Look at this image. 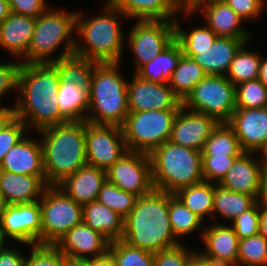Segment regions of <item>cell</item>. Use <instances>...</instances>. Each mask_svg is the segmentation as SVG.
I'll return each mask as SVG.
<instances>
[{
    "mask_svg": "<svg viewBox=\"0 0 267 266\" xmlns=\"http://www.w3.org/2000/svg\"><path fill=\"white\" fill-rule=\"evenodd\" d=\"M57 68L52 63H22L14 105L16 117L38 132L67 122L57 103Z\"/></svg>",
    "mask_w": 267,
    "mask_h": 266,
    "instance_id": "cell-1",
    "label": "cell"
},
{
    "mask_svg": "<svg viewBox=\"0 0 267 266\" xmlns=\"http://www.w3.org/2000/svg\"><path fill=\"white\" fill-rule=\"evenodd\" d=\"M172 196L156 189L139 196L134 208L124 219L121 240L152 253L181 244L175 237L169 220L168 201Z\"/></svg>",
    "mask_w": 267,
    "mask_h": 266,
    "instance_id": "cell-2",
    "label": "cell"
},
{
    "mask_svg": "<svg viewBox=\"0 0 267 266\" xmlns=\"http://www.w3.org/2000/svg\"><path fill=\"white\" fill-rule=\"evenodd\" d=\"M87 121H67L39 131L46 185H58L87 164Z\"/></svg>",
    "mask_w": 267,
    "mask_h": 266,
    "instance_id": "cell-3",
    "label": "cell"
},
{
    "mask_svg": "<svg viewBox=\"0 0 267 266\" xmlns=\"http://www.w3.org/2000/svg\"><path fill=\"white\" fill-rule=\"evenodd\" d=\"M104 3L105 13L95 17L86 19L81 11L76 13L75 33L85 45L76 42L74 55L98 63L121 62L125 38L118 18L127 17L109 2Z\"/></svg>",
    "mask_w": 267,
    "mask_h": 266,
    "instance_id": "cell-4",
    "label": "cell"
},
{
    "mask_svg": "<svg viewBox=\"0 0 267 266\" xmlns=\"http://www.w3.org/2000/svg\"><path fill=\"white\" fill-rule=\"evenodd\" d=\"M120 66L121 62H96L94 65L88 94L87 122L118 126L124 124L129 113L128 81L120 74Z\"/></svg>",
    "mask_w": 267,
    "mask_h": 266,
    "instance_id": "cell-5",
    "label": "cell"
},
{
    "mask_svg": "<svg viewBox=\"0 0 267 266\" xmlns=\"http://www.w3.org/2000/svg\"><path fill=\"white\" fill-rule=\"evenodd\" d=\"M152 181L156 190L174 195L203 181L202 152L169 140L149 153Z\"/></svg>",
    "mask_w": 267,
    "mask_h": 266,
    "instance_id": "cell-6",
    "label": "cell"
},
{
    "mask_svg": "<svg viewBox=\"0 0 267 266\" xmlns=\"http://www.w3.org/2000/svg\"><path fill=\"white\" fill-rule=\"evenodd\" d=\"M50 9L36 18L33 37L22 63H52L74 54L77 11ZM62 43L64 50L54 57Z\"/></svg>",
    "mask_w": 267,
    "mask_h": 266,
    "instance_id": "cell-7",
    "label": "cell"
},
{
    "mask_svg": "<svg viewBox=\"0 0 267 266\" xmlns=\"http://www.w3.org/2000/svg\"><path fill=\"white\" fill-rule=\"evenodd\" d=\"M179 109L129 112L122 127L128 151L150 153L170 139Z\"/></svg>",
    "mask_w": 267,
    "mask_h": 266,
    "instance_id": "cell-8",
    "label": "cell"
},
{
    "mask_svg": "<svg viewBox=\"0 0 267 266\" xmlns=\"http://www.w3.org/2000/svg\"><path fill=\"white\" fill-rule=\"evenodd\" d=\"M41 245H55L74 226L83 222V207L57 185H48L39 200Z\"/></svg>",
    "mask_w": 267,
    "mask_h": 266,
    "instance_id": "cell-9",
    "label": "cell"
},
{
    "mask_svg": "<svg viewBox=\"0 0 267 266\" xmlns=\"http://www.w3.org/2000/svg\"><path fill=\"white\" fill-rule=\"evenodd\" d=\"M182 106L227 123L236 110L235 85L221 75H207L182 101Z\"/></svg>",
    "mask_w": 267,
    "mask_h": 266,
    "instance_id": "cell-10",
    "label": "cell"
},
{
    "mask_svg": "<svg viewBox=\"0 0 267 266\" xmlns=\"http://www.w3.org/2000/svg\"><path fill=\"white\" fill-rule=\"evenodd\" d=\"M128 35L134 54V73L156 57L175 39L174 20H137Z\"/></svg>",
    "mask_w": 267,
    "mask_h": 266,
    "instance_id": "cell-11",
    "label": "cell"
},
{
    "mask_svg": "<svg viewBox=\"0 0 267 266\" xmlns=\"http://www.w3.org/2000/svg\"><path fill=\"white\" fill-rule=\"evenodd\" d=\"M85 146L87 164L104 170L109 169L128 152L122 127L118 125L87 122Z\"/></svg>",
    "mask_w": 267,
    "mask_h": 266,
    "instance_id": "cell-12",
    "label": "cell"
},
{
    "mask_svg": "<svg viewBox=\"0 0 267 266\" xmlns=\"http://www.w3.org/2000/svg\"><path fill=\"white\" fill-rule=\"evenodd\" d=\"M106 178L120 190L144 196L155 188L148 153L128 151L106 170Z\"/></svg>",
    "mask_w": 267,
    "mask_h": 266,
    "instance_id": "cell-13",
    "label": "cell"
},
{
    "mask_svg": "<svg viewBox=\"0 0 267 266\" xmlns=\"http://www.w3.org/2000/svg\"><path fill=\"white\" fill-rule=\"evenodd\" d=\"M0 229L4 236L22 244L41 245V208L39 201L8 205Z\"/></svg>",
    "mask_w": 267,
    "mask_h": 266,
    "instance_id": "cell-14",
    "label": "cell"
},
{
    "mask_svg": "<svg viewBox=\"0 0 267 266\" xmlns=\"http://www.w3.org/2000/svg\"><path fill=\"white\" fill-rule=\"evenodd\" d=\"M127 82L129 112L179 109L182 101L173 93L168 83H154L141 79L135 73Z\"/></svg>",
    "mask_w": 267,
    "mask_h": 266,
    "instance_id": "cell-15",
    "label": "cell"
},
{
    "mask_svg": "<svg viewBox=\"0 0 267 266\" xmlns=\"http://www.w3.org/2000/svg\"><path fill=\"white\" fill-rule=\"evenodd\" d=\"M218 124L211 116L181 106L174 119L169 141L202 152L206 140Z\"/></svg>",
    "mask_w": 267,
    "mask_h": 266,
    "instance_id": "cell-16",
    "label": "cell"
},
{
    "mask_svg": "<svg viewBox=\"0 0 267 266\" xmlns=\"http://www.w3.org/2000/svg\"><path fill=\"white\" fill-rule=\"evenodd\" d=\"M227 124L243 152L259 153L267 141V107L236 109Z\"/></svg>",
    "mask_w": 267,
    "mask_h": 266,
    "instance_id": "cell-17",
    "label": "cell"
},
{
    "mask_svg": "<svg viewBox=\"0 0 267 266\" xmlns=\"http://www.w3.org/2000/svg\"><path fill=\"white\" fill-rule=\"evenodd\" d=\"M110 241L84 222L66 232L54 245L65 257L93 259L108 253Z\"/></svg>",
    "mask_w": 267,
    "mask_h": 266,
    "instance_id": "cell-18",
    "label": "cell"
},
{
    "mask_svg": "<svg viewBox=\"0 0 267 266\" xmlns=\"http://www.w3.org/2000/svg\"><path fill=\"white\" fill-rule=\"evenodd\" d=\"M202 9V10H201ZM203 11L206 25L218 37L251 38L243 26V19L238 16L224 0H203L192 10H183L184 16L191 17Z\"/></svg>",
    "mask_w": 267,
    "mask_h": 266,
    "instance_id": "cell-19",
    "label": "cell"
},
{
    "mask_svg": "<svg viewBox=\"0 0 267 266\" xmlns=\"http://www.w3.org/2000/svg\"><path fill=\"white\" fill-rule=\"evenodd\" d=\"M203 258L222 266H237L239 237L232 226L214 223L202 230Z\"/></svg>",
    "mask_w": 267,
    "mask_h": 266,
    "instance_id": "cell-20",
    "label": "cell"
},
{
    "mask_svg": "<svg viewBox=\"0 0 267 266\" xmlns=\"http://www.w3.org/2000/svg\"><path fill=\"white\" fill-rule=\"evenodd\" d=\"M256 154L243 152L219 185L234 192L250 195L258 201L265 163L260 157L255 158Z\"/></svg>",
    "mask_w": 267,
    "mask_h": 266,
    "instance_id": "cell-21",
    "label": "cell"
},
{
    "mask_svg": "<svg viewBox=\"0 0 267 266\" xmlns=\"http://www.w3.org/2000/svg\"><path fill=\"white\" fill-rule=\"evenodd\" d=\"M250 38L217 37L205 50H182L191 57L207 75L226 76L236 52Z\"/></svg>",
    "mask_w": 267,
    "mask_h": 266,
    "instance_id": "cell-22",
    "label": "cell"
},
{
    "mask_svg": "<svg viewBox=\"0 0 267 266\" xmlns=\"http://www.w3.org/2000/svg\"><path fill=\"white\" fill-rule=\"evenodd\" d=\"M0 170L38 176L46 184L41 141L25 135L6 153Z\"/></svg>",
    "mask_w": 267,
    "mask_h": 266,
    "instance_id": "cell-23",
    "label": "cell"
},
{
    "mask_svg": "<svg viewBox=\"0 0 267 266\" xmlns=\"http://www.w3.org/2000/svg\"><path fill=\"white\" fill-rule=\"evenodd\" d=\"M106 180V170L86 164L57 186L83 206L98 199L101 187Z\"/></svg>",
    "mask_w": 267,
    "mask_h": 266,
    "instance_id": "cell-24",
    "label": "cell"
},
{
    "mask_svg": "<svg viewBox=\"0 0 267 266\" xmlns=\"http://www.w3.org/2000/svg\"><path fill=\"white\" fill-rule=\"evenodd\" d=\"M35 25L36 18L10 12L0 24V47L21 61L27 54Z\"/></svg>",
    "mask_w": 267,
    "mask_h": 266,
    "instance_id": "cell-25",
    "label": "cell"
},
{
    "mask_svg": "<svg viewBox=\"0 0 267 266\" xmlns=\"http://www.w3.org/2000/svg\"><path fill=\"white\" fill-rule=\"evenodd\" d=\"M46 187L38 176L0 170V192L9 205L39 201Z\"/></svg>",
    "mask_w": 267,
    "mask_h": 266,
    "instance_id": "cell-26",
    "label": "cell"
},
{
    "mask_svg": "<svg viewBox=\"0 0 267 266\" xmlns=\"http://www.w3.org/2000/svg\"><path fill=\"white\" fill-rule=\"evenodd\" d=\"M109 3L128 19L175 20L180 12L171 0H110Z\"/></svg>",
    "mask_w": 267,
    "mask_h": 266,
    "instance_id": "cell-27",
    "label": "cell"
},
{
    "mask_svg": "<svg viewBox=\"0 0 267 266\" xmlns=\"http://www.w3.org/2000/svg\"><path fill=\"white\" fill-rule=\"evenodd\" d=\"M83 207V222L98 231L110 242L121 240L124 234V219L115 211L97 200Z\"/></svg>",
    "mask_w": 267,
    "mask_h": 266,
    "instance_id": "cell-28",
    "label": "cell"
},
{
    "mask_svg": "<svg viewBox=\"0 0 267 266\" xmlns=\"http://www.w3.org/2000/svg\"><path fill=\"white\" fill-rule=\"evenodd\" d=\"M183 55L180 43L174 39L156 57L144 64L135 74L154 83H168Z\"/></svg>",
    "mask_w": 267,
    "mask_h": 266,
    "instance_id": "cell-29",
    "label": "cell"
},
{
    "mask_svg": "<svg viewBox=\"0 0 267 266\" xmlns=\"http://www.w3.org/2000/svg\"><path fill=\"white\" fill-rule=\"evenodd\" d=\"M52 64L57 68L60 82L74 83L82 91L90 93L95 61L73 54L52 62Z\"/></svg>",
    "mask_w": 267,
    "mask_h": 266,
    "instance_id": "cell-30",
    "label": "cell"
},
{
    "mask_svg": "<svg viewBox=\"0 0 267 266\" xmlns=\"http://www.w3.org/2000/svg\"><path fill=\"white\" fill-rule=\"evenodd\" d=\"M257 201L250 195L234 192L214 184L213 212L225 220H234L242 212L250 209Z\"/></svg>",
    "mask_w": 267,
    "mask_h": 266,
    "instance_id": "cell-31",
    "label": "cell"
},
{
    "mask_svg": "<svg viewBox=\"0 0 267 266\" xmlns=\"http://www.w3.org/2000/svg\"><path fill=\"white\" fill-rule=\"evenodd\" d=\"M57 103L60 114L67 121L86 120L88 94L82 91L76 84L60 82L57 92Z\"/></svg>",
    "mask_w": 267,
    "mask_h": 266,
    "instance_id": "cell-32",
    "label": "cell"
},
{
    "mask_svg": "<svg viewBox=\"0 0 267 266\" xmlns=\"http://www.w3.org/2000/svg\"><path fill=\"white\" fill-rule=\"evenodd\" d=\"M206 76L207 74L193 58L183 54L168 84L172 88L173 93L183 101L192 89Z\"/></svg>",
    "mask_w": 267,
    "mask_h": 266,
    "instance_id": "cell-33",
    "label": "cell"
},
{
    "mask_svg": "<svg viewBox=\"0 0 267 266\" xmlns=\"http://www.w3.org/2000/svg\"><path fill=\"white\" fill-rule=\"evenodd\" d=\"M174 195L202 221L205 220L204 217H213L214 183L203 180L179 190Z\"/></svg>",
    "mask_w": 267,
    "mask_h": 266,
    "instance_id": "cell-34",
    "label": "cell"
},
{
    "mask_svg": "<svg viewBox=\"0 0 267 266\" xmlns=\"http://www.w3.org/2000/svg\"><path fill=\"white\" fill-rule=\"evenodd\" d=\"M249 42H245L236 52L226 77L234 84L258 79L261 57L258 52L246 49Z\"/></svg>",
    "mask_w": 267,
    "mask_h": 266,
    "instance_id": "cell-35",
    "label": "cell"
},
{
    "mask_svg": "<svg viewBox=\"0 0 267 266\" xmlns=\"http://www.w3.org/2000/svg\"><path fill=\"white\" fill-rule=\"evenodd\" d=\"M238 138L227 123H219L205 142L202 155H241Z\"/></svg>",
    "mask_w": 267,
    "mask_h": 266,
    "instance_id": "cell-36",
    "label": "cell"
},
{
    "mask_svg": "<svg viewBox=\"0 0 267 266\" xmlns=\"http://www.w3.org/2000/svg\"><path fill=\"white\" fill-rule=\"evenodd\" d=\"M168 214L172 231L176 238L195 232L201 225L202 221L196 214L187 208L175 195L168 201Z\"/></svg>",
    "mask_w": 267,
    "mask_h": 266,
    "instance_id": "cell-37",
    "label": "cell"
},
{
    "mask_svg": "<svg viewBox=\"0 0 267 266\" xmlns=\"http://www.w3.org/2000/svg\"><path fill=\"white\" fill-rule=\"evenodd\" d=\"M108 253L116 266H155L154 253L118 240L110 242Z\"/></svg>",
    "mask_w": 267,
    "mask_h": 266,
    "instance_id": "cell-38",
    "label": "cell"
},
{
    "mask_svg": "<svg viewBox=\"0 0 267 266\" xmlns=\"http://www.w3.org/2000/svg\"><path fill=\"white\" fill-rule=\"evenodd\" d=\"M267 266V238L262 234L239 240L237 266Z\"/></svg>",
    "mask_w": 267,
    "mask_h": 266,
    "instance_id": "cell-39",
    "label": "cell"
},
{
    "mask_svg": "<svg viewBox=\"0 0 267 266\" xmlns=\"http://www.w3.org/2000/svg\"><path fill=\"white\" fill-rule=\"evenodd\" d=\"M137 198L138 196L120 190L115 184L106 180L101 187L97 201L125 219L134 208Z\"/></svg>",
    "mask_w": 267,
    "mask_h": 266,
    "instance_id": "cell-40",
    "label": "cell"
},
{
    "mask_svg": "<svg viewBox=\"0 0 267 266\" xmlns=\"http://www.w3.org/2000/svg\"><path fill=\"white\" fill-rule=\"evenodd\" d=\"M236 109L267 107V87L259 80L235 85Z\"/></svg>",
    "mask_w": 267,
    "mask_h": 266,
    "instance_id": "cell-41",
    "label": "cell"
},
{
    "mask_svg": "<svg viewBox=\"0 0 267 266\" xmlns=\"http://www.w3.org/2000/svg\"><path fill=\"white\" fill-rule=\"evenodd\" d=\"M175 23V39L180 43L182 50H205L210 48L218 37L207 25L194 27L192 31L182 30L177 18Z\"/></svg>",
    "mask_w": 267,
    "mask_h": 266,
    "instance_id": "cell-42",
    "label": "cell"
},
{
    "mask_svg": "<svg viewBox=\"0 0 267 266\" xmlns=\"http://www.w3.org/2000/svg\"><path fill=\"white\" fill-rule=\"evenodd\" d=\"M240 155H202L203 180L219 184Z\"/></svg>",
    "mask_w": 267,
    "mask_h": 266,
    "instance_id": "cell-43",
    "label": "cell"
},
{
    "mask_svg": "<svg viewBox=\"0 0 267 266\" xmlns=\"http://www.w3.org/2000/svg\"><path fill=\"white\" fill-rule=\"evenodd\" d=\"M65 256L53 245H31L24 266H63Z\"/></svg>",
    "mask_w": 267,
    "mask_h": 266,
    "instance_id": "cell-44",
    "label": "cell"
},
{
    "mask_svg": "<svg viewBox=\"0 0 267 266\" xmlns=\"http://www.w3.org/2000/svg\"><path fill=\"white\" fill-rule=\"evenodd\" d=\"M232 222L231 226L239 239L259 234L260 204L256 202L250 209L242 212Z\"/></svg>",
    "mask_w": 267,
    "mask_h": 266,
    "instance_id": "cell-45",
    "label": "cell"
},
{
    "mask_svg": "<svg viewBox=\"0 0 267 266\" xmlns=\"http://www.w3.org/2000/svg\"><path fill=\"white\" fill-rule=\"evenodd\" d=\"M197 250H189L182 243L154 253L155 266H187Z\"/></svg>",
    "mask_w": 267,
    "mask_h": 266,
    "instance_id": "cell-46",
    "label": "cell"
},
{
    "mask_svg": "<svg viewBox=\"0 0 267 266\" xmlns=\"http://www.w3.org/2000/svg\"><path fill=\"white\" fill-rule=\"evenodd\" d=\"M27 131L30 132L26 124L17 117L4 128L0 133V164L6 153L25 136Z\"/></svg>",
    "mask_w": 267,
    "mask_h": 266,
    "instance_id": "cell-47",
    "label": "cell"
},
{
    "mask_svg": "<svg viewBox=\"0 0 267 266\" xmlns=\"http://www.w3.org/2000/svg\"><path fill=\"white\" fill-rule=\"evenodd\" d=\"M21 65V61L18 63H0V106L2 105L1 99L7 92L10 93L12 90L18 92V79Z\"/></svg>",
    "mask_w": 267,
    "mask_h": 266,
    "instance_id": "cell-48",
    "label": "cell"
},
{
    "mask_svg": "<svg viewBox=\"0 0 267 266\" xmlns=\"http://www.w3.org/2000/svg\"><path fill=\"white\" fill-rule=\"evenodd\" d=\"M244 22L251 21L263 12L265 0H224ZM251 19V20H250Z\"/></svg>",
    "mask_w": 267,
    "mask_h": 266,
    "instance_id": "cell-49",
    "label": "cell"
},
{
    "mask_svg": "<svg viewBox=\"0 0 267 266\" xmlns=\"http://www.w3.org/2000/svg\"><path fill=\"white\" fill-rule=\"evenodd\" d=\"M10 12L37 18L49 7L46 0H9Z\"/></svg>",
    "mask_w": 267,
    "mask_h": 266,
    "instance_id": "cell-50",
    "label": "cell"
},
{
    "mask_svg": "<svg viewBox=\"0 0 267 266\" xmlns=\"http://www.w3.org/2000/svg\"><path fill=\"white\" fill-rule=\"evenodd\" d=\"M26 256L15 250L14 247H6L0 252V266H24Z\"/></svg>",
    "mask_w": 267,
    "mask_h": 266,
    "instance_id": "cell-51",
    "label": "cell"
},
{
    "mask_svg": "<svg viewBox=\"0 0 267 266\" xmlns=\"http://www.w3.org/2000/svg\"><path fill=\"white\" fill-rule=\"evenodd\" d=\"M16 118L14 107L0 106V133Z\"/></svg>",
    "mask_w": 267,
    "mask_h": 266,
    "instance_id": "cell-52",
    "label": "cell"
},
{
    "mask_svg": "<svg viewBox=\"0 0 267 266\" xmlns=\"http://www.w3.org/2000/svg\"><path fill=\"white\" fill-rule=\"evenodd\" d=\"M257 202L260 204V206L267 207V163H265V166L263 168L261 177V189Z\"/></svg>",
    "mask_w": 267,
    "mask_h": 266,
    "instance_id": "cell-53",
    "label": "cell"
},
{
    "mask_svg": "<svg viewBox=\"0 0 267 266\" xmlns=\"http://www.w3.org/2000/svg\"><path fill=\"white\" fill-rule=\"evenodd\" d=\"M89 266H116L112 256L107 253L104 256L89 259Z\"/></svg>",
    "mask_w": 267,
    "mask_h": 266,
    "instance_id": "cell-54",
    "label": "cell"
},
{
    "mask_svg": "<svg viewBox=\"0 0 267 266\" xmlns=\"http://www.w3.org/2000/svg\"><path fill=\"white\" fill-rule=\"evenodd\" d=\"M187 266H222L203 258L198 252L189 260Z\"/></svg>",
    "mask_w": 267,
    "mask_h": 266,
    "instance_id": "cell-55",
    "label": "cell"
},
{
    "mask_svg": "<svg viewBox=\"0 0 267 266\" xmlns=\"http://www.w3.org/2000/svg\"><path fill=\"white\" fill-rule=\"evenodd\" d=\"M260 234L267 238V207L260 206V223H259Z\"/></svg>",
    "mask_w": 267,
    "mask_h": 266,
    "instance_id": "cell-56",
    "label": "cell"
},
{
    "mask_svg": "<svg viewBox=\"0 0 267 266\" xmlns=\"http://www.w3.org/2000/svg\"><path fill=\"white\" fill-rule=\"evenodd\" d=\"M258 79L267 87V58H261Z\"/></svg>",
    "mask_w": 267,
    "mask_h": 266,
    "instance_id": "cell-57",
    "label": "cell"
},
{
    "mask_svg": "<svg viewBox=\"0 0 267 266\" xmlns=\"http://www.w3.org/2000/svg\"><path fill=\"white\" fill-rule=\"evenodd\" d=\"M9 0H0V24L9 16Z\"/></svg>",
    "mask_w": 267,
    "mask_h": 266,
    "instance_id": "cell-58",
    "label": "cell"
},
{
    "mask_svg": "<svg viewBox=\"0 0 267 266\" xmlns=\"http://www.w3.org/2000/svg\"><path fill=\"white\" fill-rule=\"evenodd\" d=\"M63 266H89V259H73L65 257Z\"/></svg>",
    "mask_w": 267,
    "mask_h": 266,
    "instance_id": "cell-59",
    "label": "cell"
},
{
    "mask_svg": "<svg viewBox=\"0 0 267 266\" xmlns=\"http://www.w3.org/2000/svg\"><path fill=\"white\" fill-rule=\"evenodd\" d=\"M201 1L203 0H183V10H192Z\"/></svg>",
    "mask_w": 267,
    "mask_h": 266,
    "instance_id": "cell-60",
    "label": "cell"
},
{
    "mask_svg": "<svg viewBox=\"0 0 267 266\" xmlns=\"http://www.w3.org/2000/svg\"><path fill=\"white\" fill-rule=\"evenodd\" d=\"M8 205L9 204L7 203L5 197L0 192V223L2 221V216H3L4 212L6 211Z\"/></svg>",
    "mask_w": 267,
    "mask_h": 266,
    "instance_id": "cell-61",
    "label": "cell"
},
{
    "mask_svg": "<svg viewBox=\"0 0 267 266\" xmlns=\"http://www.w3.org/2000/svg\"><path fill=\"white\" fill-rule=\"evenodd\" d=\"M257 155L260 156V158L264 161V163H267V141L263 146L262 150Z\"/></svg>",
    "mask_w": 267,
    "mask_h": 266,
    "instance_id": "cell-62",
    "label": "cell"
},
{
    "mask_svg": "<svg viewBox=\"0 0 267 266\" xmlns=\"http://www.w3.org/2000/svg\"><path fill=\"white\" fill-rule=\"evenodd\" d=\"M6 242V237L4 236L3 231L0 229V252L6 247L5 243Z\"/></svg>",
    "mask_w": 267,
    "mask_h": 266,
    "instance_id": "cell-63",
    "label": "cell"
},
{
    "mask_svg": "<svg viewBox=\"0 0 267 266\" xmlns=\"http://www.w3.org/2000/svg\"><path fill=\"white\" fill-rule=\"evenodd\" d=\"M180 10L183 11V0H171Z\"/></svg>",
    "mask_w": 267,
    "mask_h": 266,
    "instance_id": "cell-64",
    "label": "cell"
}]
</instances>
